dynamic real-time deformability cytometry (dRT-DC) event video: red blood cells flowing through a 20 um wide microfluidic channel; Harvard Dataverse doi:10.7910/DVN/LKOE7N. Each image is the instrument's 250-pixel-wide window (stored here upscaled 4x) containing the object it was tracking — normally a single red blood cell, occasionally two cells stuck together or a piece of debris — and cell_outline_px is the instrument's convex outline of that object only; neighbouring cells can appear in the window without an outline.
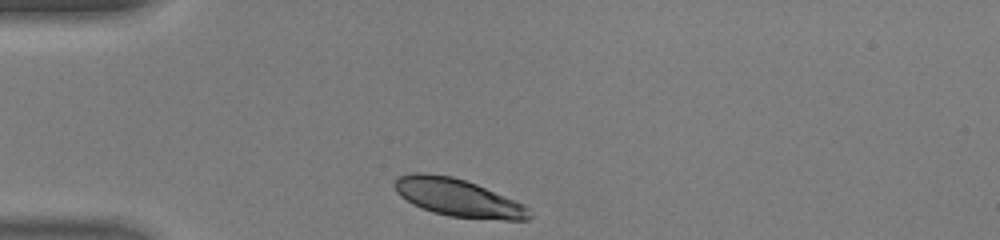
{"species": "human", "species_latin": "Homo sapiens", "temperature_condition": "warm", "stored_images_in_passage": 27, "camera_frame_rate_fps": 3000, "um_per_image_px": 0.085, "donor": {"sex": "male"}, "frame": {"image": 1, "passage_image": 1, "time_ms": 0.0, "image_size_px": [1000, 240], "cell_outline_px": [[532, 216], [528, 220], [504, 220], [448, 216], [432, 212], [412, 204], [400, 196], [396, 192], [392, 184], [396, 176], [412, 172], [428, 172], [452, 176], [476, 184], [524, 204], [528, 208]], "centroid_in_image_um": [38.87, 16.79], "position_along_channel_um": 46.1, "area_um2": 29.88}}
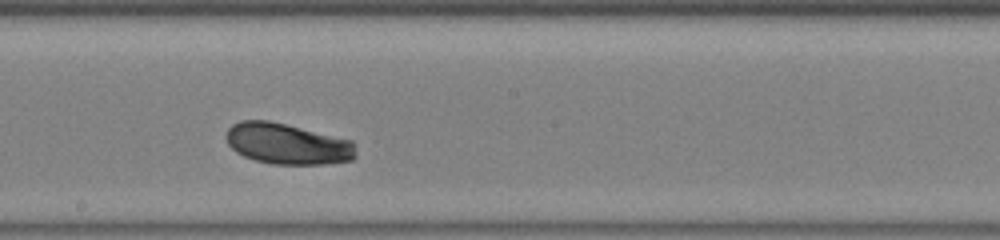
{"frame": {"image": 2, "passage_image": 15, "time_ms": 4.667, "image_size_px": [1000, 240], "cell_outline_px": [[356, 156], [352, 160], [324, 164], [272, 164], [256, 160], [244, 156], [236, 152], [228, 144], [224, 136], [228, 128], [232, 124], [240, 120], [268, 120], [352, 140], [356, 144]], "centroid_in_image_um": [24.42, 12.22], "position_along_channel_um": 223.8, "area_um2": 31.1}}
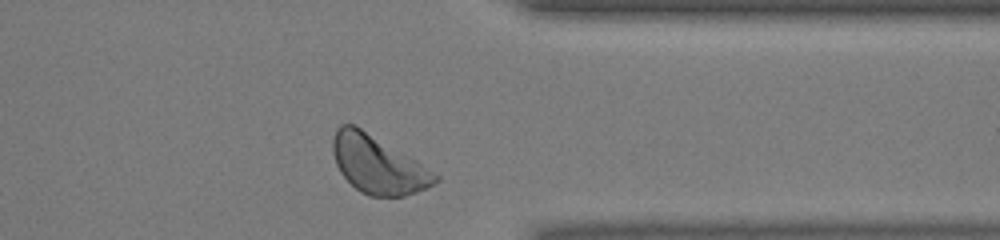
{"frame": {"image": 3, "passage_image": 26, "time_ms": 8.333, "image_size_px": [1000, 240], "cell_outline_px": [[440, 180], [436, 184], [428, 188], [404, 196], [368, 196], [360, 192], [340, 172], [336, 164], [332, 152], [332, 140], [336, 128], [340, 124], [356, 124], [412, 156], [440, 176]], "centroid_in_image_um": [32.15, 13.96], "position_along_channel_um": 379.3, "area_um2": 35.14}, "authors_computed_cell_mechanics": {"area_um2": 31.0964, "velocity_mm_per_s": 4.3788, "shape_relaxation_time_tau1_ms": 1.1735, "shape_relaxation_time_tau2_ms": null, "deformation_change_tau1": 0.1085, "deformation_change_tau2": null}}